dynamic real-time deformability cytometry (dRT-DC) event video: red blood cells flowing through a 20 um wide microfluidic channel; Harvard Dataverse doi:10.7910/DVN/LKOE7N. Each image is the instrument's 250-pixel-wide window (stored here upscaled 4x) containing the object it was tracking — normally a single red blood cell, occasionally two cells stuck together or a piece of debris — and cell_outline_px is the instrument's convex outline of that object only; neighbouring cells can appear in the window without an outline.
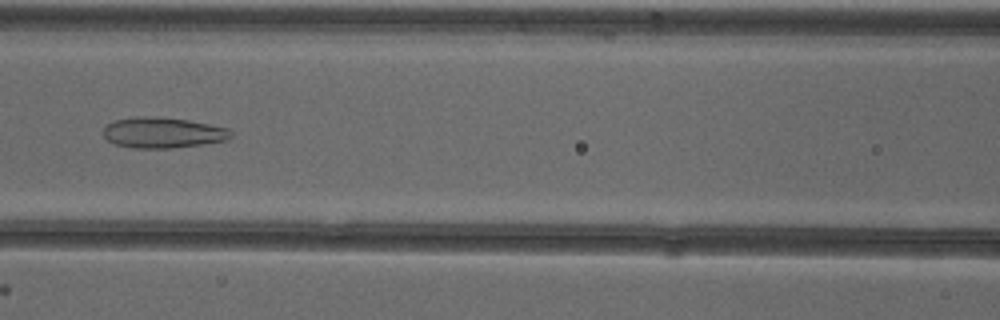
{"species": "common noctule bat (a hibernating species)", "species_latin": "Nyctalus noctula", "temperature_condition": "cold", "stored_images_in_passage": 38, "camera_frame_rate_fps": 3000, "um_per_image_px": 0.085, "animal": {"sex": "female"}, "frame": {"image": 1, "passage_image": 9, "time_ms": 2.667, "image_size_px": [1000, 320], "cell_outline_px": [[232, 136], [228, 140], [204, 144], [172, 148], [136, 148], [116, 144], [108, 140], [104, 136], [104, 128], [112, 120], [136, 116], [188, 120], [228, 128], [232, 132]], "centroid_in_image_um": [13.86, 11.28], "position_along_channel_um": 152.7, "area_um2": 22.6}}
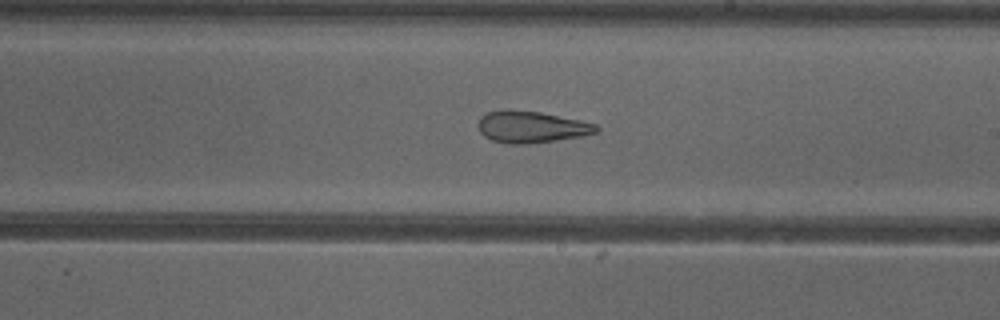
{"frame": {"image": 2, "passage_image": 16, "time_ms": 5.0, "image_size_px": [1000, 320], "cell_outline_px": [[600, 128], [596, 132], [580, 136], [556, 140], [524, 144], [508, 144], [492, 140], [484, 136], [480, 132], [480, 116], [488, 112], [504, 108], [508, 108], [540, 112], [580, 120], [596, 124]], "centroid_in_image_um": [45.14, 10.77], "position_along_channel_um": 243.9, "area_um2": 21.79}}
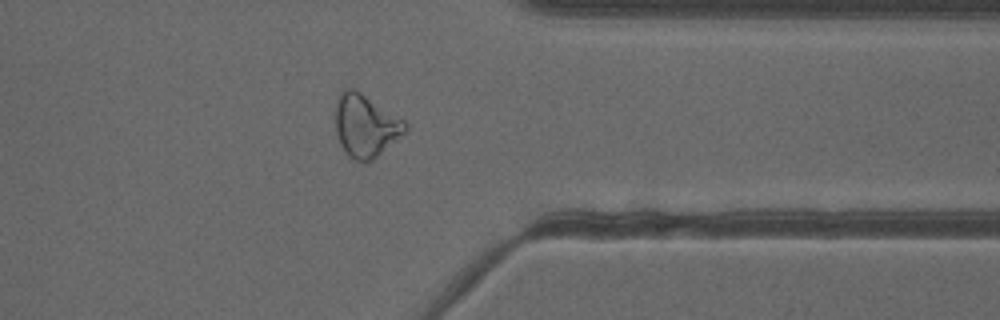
{"frame": {"image": 3, "passage_image": 27, "time_ms": 8.667, "image_size_px": [1000, 320], "cell_outline_px": [[408, 128], [404, 132], [372, 160], [364, 164], [348, 156], [344, 152], [340, 144], [336, 132], [336, 100], [340, 92], [344, 88], [352, 88], [360, 92], [404, 120], [408, 124]], "centroid_in_image_um": [31.04, 10.69], "position_along_channel_um": 380.4, "area_um2": 25.2}, "authors_computed_cell_mechanics": {"area_um2": 24.2182, "velocity_mm_per_s": 3.9034, "shape_relaxation_time_tau1_ms": null, "shape_relaxation_time_tau2_ms": 2.2651, "deformation_change_tau1": null, "deformation_change_tau2": 0.121}}